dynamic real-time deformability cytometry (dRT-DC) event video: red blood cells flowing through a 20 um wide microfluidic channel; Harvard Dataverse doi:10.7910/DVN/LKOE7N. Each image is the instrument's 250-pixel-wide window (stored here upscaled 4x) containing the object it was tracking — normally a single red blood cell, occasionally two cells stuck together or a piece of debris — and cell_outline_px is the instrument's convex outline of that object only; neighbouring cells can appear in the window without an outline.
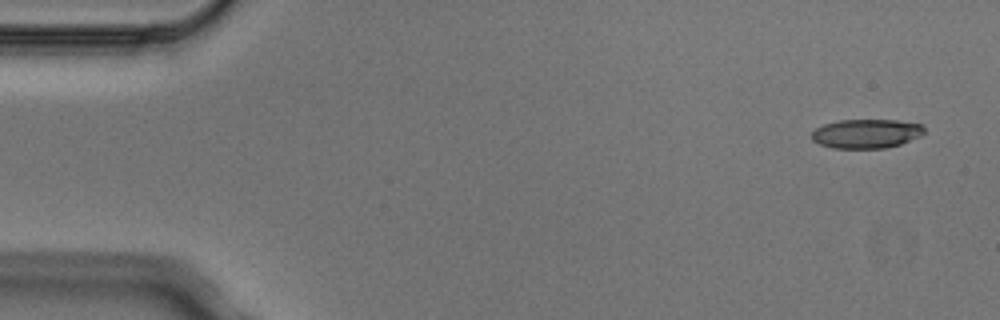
{"species": "Egyptian fruit bat (a non-hibernating species)", "species_latin": "Rousettus aegyptiacus", "temperature_condition": "cold", "stored_images_in_passage": 5, "camera_frame_rate_fps": 3000, "um_per_image_px": 0.085, "animal": {"sex": "male"}, "frame": {"image": 1, "passage_image": 1, "time_ms": 0.0, "image_size_px": [1000, 320], "cell_outline_px": [[924, 132], [920, 136], [900, 144], [884, 148], [832, 148], [820, 144], [812, 140], [812, 132], [816, 128], [824, 124], [840, 120], [896, 120], [924, 124]], "centroid_in_image_um": [73.65, 11.35], "position_along_channel_um": 11.4, "area_um2": 19.07}}
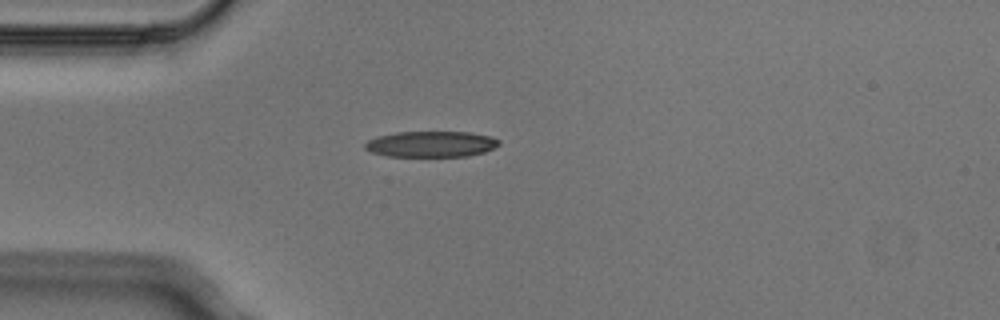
{"frame": {"image": 2, "passage_image": 4, "time_ms": 1.0, "image_size_px": [1000, 320], "cell_outline_px": [[500, 144], [484, 152], [468, 156], [388, 156], [372, 152], [364, 148], [364, 144], [368, 140], [376, 136], [396, 132], [468, 132], [492, 136], [500, 140]], "centroid_in_image_um": [36.64, 12.24], "position_along_channel_um": 48.4, "area_um2": 20.23}}